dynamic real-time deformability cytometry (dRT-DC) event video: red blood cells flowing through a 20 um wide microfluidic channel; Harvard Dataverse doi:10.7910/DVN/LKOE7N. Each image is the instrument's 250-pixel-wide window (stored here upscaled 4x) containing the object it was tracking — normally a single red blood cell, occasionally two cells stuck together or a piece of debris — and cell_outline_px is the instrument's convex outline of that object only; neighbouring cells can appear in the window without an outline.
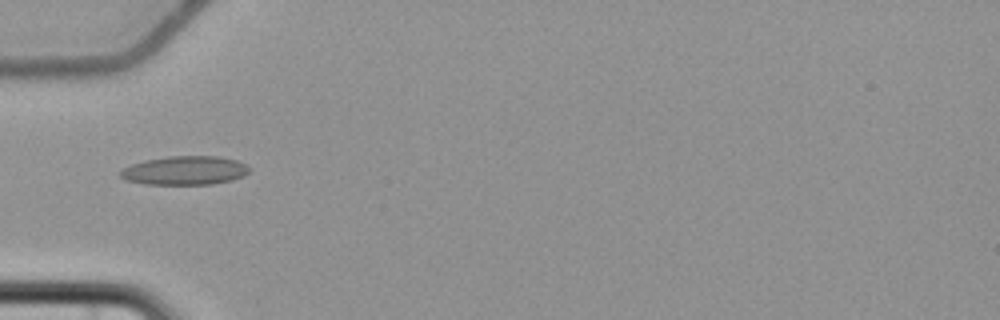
{"species": "common noctule bat (a hibernating species)", "species_latin": "Nyctalus noctula", "temperature_condition": "cold", "stored_images_in_passage": 7, "camera_frame_rate_fps": 3000, "um_per_image_px": 0.085, "animal": {"sex": "female", "body_mass_g": 22.7, "forearm_length_mm": 54.2}, "frame": {"image": 1, "passage_image": 5, "time_ms": 5.667, "image_size_px": [1000, 320], "cell_outline_px": [[248, 172], [244, 176], [232, 180], [212, 184], [144, 184], [124, 180], [120, 176], [120, 172], [124, 168], [132, 164], [144, 160], [168, 156], [220, 156], [236, 160], [244, 164], [248, 168]], "centroid_in_image_um": [15.69, 14.49], "position_along_channel_um": 69.3, "area_um2": 21.62}}
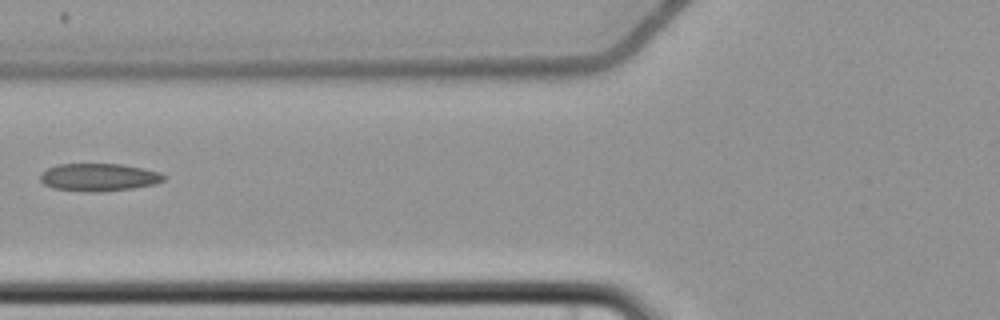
{"frame": {"image": 2, "passage_image": 6, "time_ms": 7.0, "image_size_px": [1000, 320], "cell_outline_px": [[164, 180], [156, 184], [132, 188], [92, 192], [52, 188], [44, 184], [40, 180], [40, 172], [48, 168], [60, 164], [120, 164], [144, 168], [160, 172], [164, 176]], "centroid_in_image_um": [8.39, 15.06], "position_along_channel_um": 117.4, "area_um2": 19.83}}
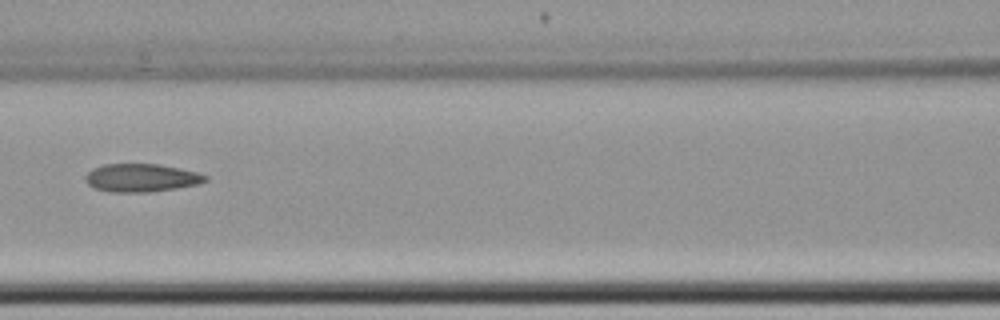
{"frame": {"image": 3, "passage_image": 7, "time_ms": 8.0, "image_size_px": [1000, 320], "cell_outline_px": [[208, 180], [200, 184], [152, 192], [108, 192], [92, 188], [84, 180], [84, 176], [92, 168], [104, 164], [160, 164], [180, 168], [196, 172], [208, 176]], "centroid_in_image_um": [11.99, 15.12], "position_along_channel_um": 154.6, "area_um2": 19.94}}